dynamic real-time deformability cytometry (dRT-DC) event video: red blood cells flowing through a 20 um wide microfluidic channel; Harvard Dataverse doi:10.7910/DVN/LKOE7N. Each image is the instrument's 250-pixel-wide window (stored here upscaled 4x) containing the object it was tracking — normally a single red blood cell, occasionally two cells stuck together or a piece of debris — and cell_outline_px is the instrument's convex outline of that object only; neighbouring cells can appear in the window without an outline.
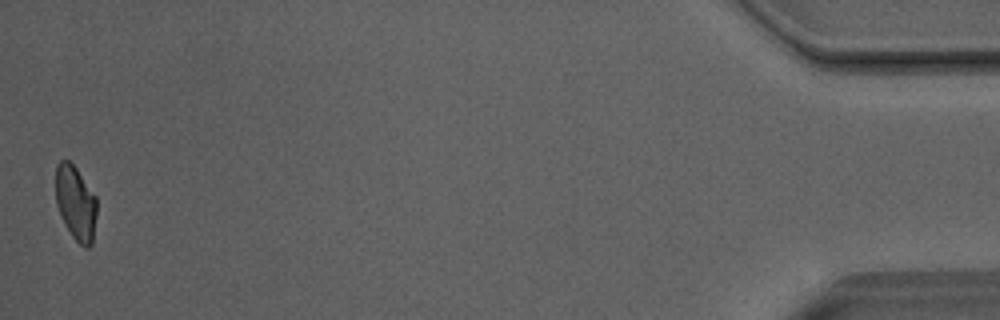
{"species": "Egyptian fruit bat (a non-hibernating species)", "species_latin": "Rousettus aegyptiacus", "temperature_condition": "room temperature", "stored_images_in_passage": 50, "camera_frame_rate_fps": 3000, "um_per_image_px": 0.085, "animal": {"sex": "male"}, "frame": {"image": 1, "passage_image": 50, "time_ms": 16.333, "image_size_px": [1000, 320], "cell_outline_px": [[96, 216], [92, 244], [88, 248], [84, 248], [72, 236], [64, 224], [56, 204], [56, 164], [60, 160], [68, 160], [76, 168], [96, 196]], "centroid_in_image_um": [6.43, 17.26], "position_along_channel_um": 428.8, "area_um2": 17.86}, "authors_computed_cell_mechanics": {"area_um2": 19.2474, "velocity_mm_per_s": 4.062, "shape_relaxation_time_tau1_ms": 10.9124, "shape_relaxation_time_tau2_ms": 1.6245, "deformation_change_tau1": 0.2172, "deformation_change_tau2": 0.078}}